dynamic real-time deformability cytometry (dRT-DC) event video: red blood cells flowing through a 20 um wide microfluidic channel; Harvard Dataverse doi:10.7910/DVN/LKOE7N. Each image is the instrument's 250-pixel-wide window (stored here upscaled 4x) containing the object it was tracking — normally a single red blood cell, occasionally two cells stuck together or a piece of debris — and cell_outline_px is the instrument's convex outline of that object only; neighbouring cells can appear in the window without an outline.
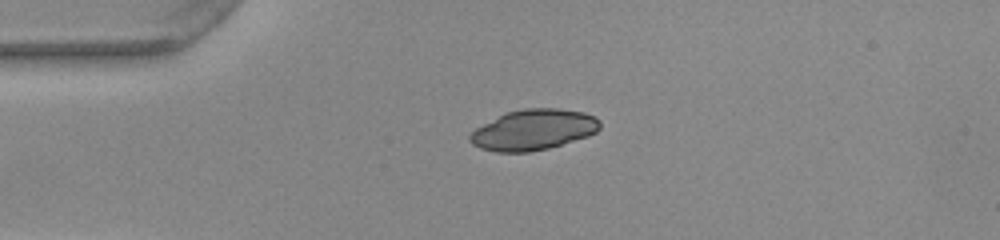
{"species": "common noctule bat (a hibernating species)", "species_latin": "Nyctalus noctula", "temperature_condition": "warm", "stored_images_in_passage": 40, "camera_frame_rate_fps": 3000, "um_per_image_px": 0.085, "animal": {"sex": "female", "body_mass_g": 22.0, "forearm_length_mm": 56.7}, "frame": {"image": 1, "passage_image": 1, "time_ms": 0.0, "image_size_px": [1000, 240], "cell_outline_px": [[600, 128], [596, 132], [588, 136], [548, 148], [528, 152], [496, 152], [480, 148], [472, 144], [468, 140], [468, 136], [476, 128], [508, 112], [524, 108], [556, 108], [584, 112], [596, 116], [600, 120]], "centroid_in_image_um": [45.36, 11.03], "position_along_channel_um": 39.6, "area_um2": 30.63}}